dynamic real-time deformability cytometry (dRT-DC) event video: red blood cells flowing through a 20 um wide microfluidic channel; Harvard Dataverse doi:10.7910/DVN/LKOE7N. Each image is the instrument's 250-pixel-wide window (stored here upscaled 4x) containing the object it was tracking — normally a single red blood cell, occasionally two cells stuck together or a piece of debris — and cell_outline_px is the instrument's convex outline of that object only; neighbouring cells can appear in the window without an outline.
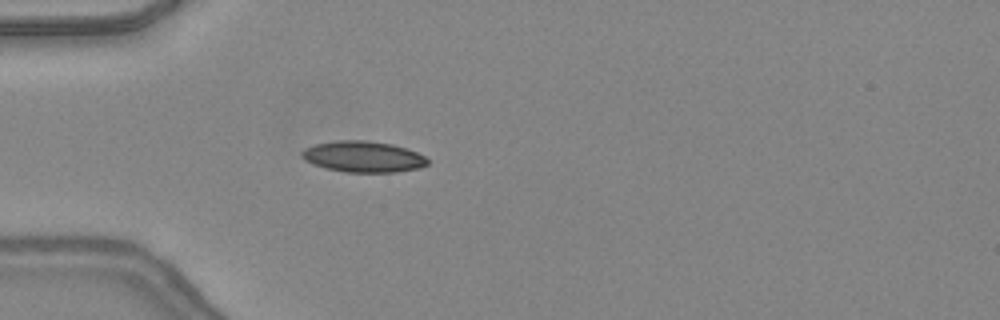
{"species": "common noctule bat (a hibernating species)", "species_latin": "Nyctalus noctula", "temperature_condition": "warm", "stored_images_in_passage": 47, "camera_frame_rate_fps": 3000, "um_per_image_px": 0.085, "animal": {"sex": "female", "body_mass_g": 24.6, "forearm_length_mm": 56.2}, "frame": {"image": 1, "passage_image": 14, "time_ms": 4.333, "image_size_px": [1000, 320], "cell_outline_px": [[428, 164], [420, 168], [396, 172], [344, 172], [312, 164], [304, 160], [300, 156], [300, 152], [304, 148], [316, 144], [336, 140], [364, 140], [392, 144], [416, 152], [424, 156], [428, 160]], "centroid_in_image_um": [30.84, 13.32], "position_along_channel_um": 54.2, "area_um2": 22.77}}
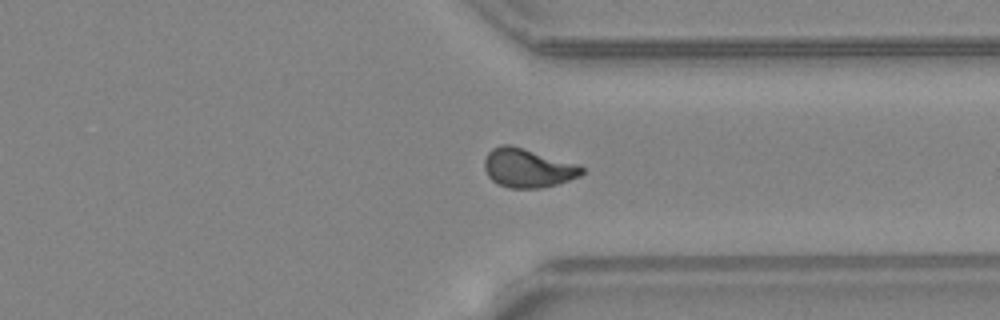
{"frame": {"image": 2, "passage_image": 36, "time_ms": 11.667, "image_size_px": [1000, 320], "cell_outline_px": [[584, 172], [580, 176], [556, 184], [540, 188], [508, 188], [492, 180], [488, 176], [484, 168], [484, 160], [488, 152], [492, 148], [500, 144], [512, 144], [580, 164], [584, 168]], "centroid_in_image_um": [44.87, 14.25], "position_along_channel_um": 366.5, "area_um2": 22.37}}
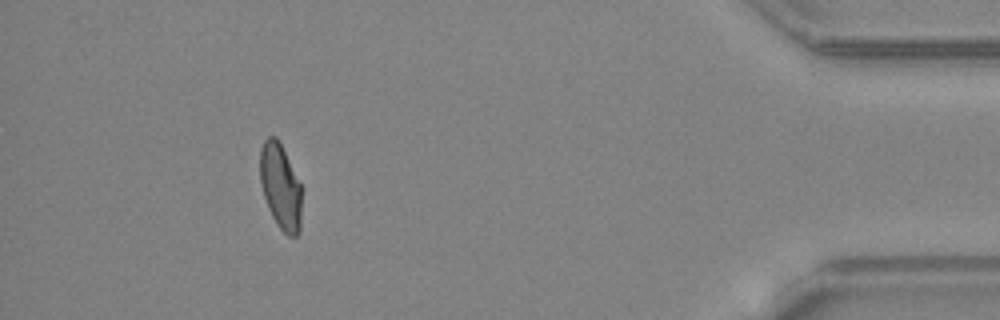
{"frame": {"image": 3, "passage_image": 43, "time_ms": 14.0, "image_size_px": [1000, 320], "cell_outline_px": [[300, 232], [296, 236], [288, 236], [280, 228], [272, 216], [268, 208], [264, 196], [260, 180], [260, 148], [264, 140], [268, 136], [276, 136], [300, 184]], "centroid_in_image_um": [23.81, 15.86], "position_along_channel_um": 411.4, "area_um2": 20.29}, "authors_computed_cell_mechanics": {"area_um2": 21.386, "velocity_mm_per_s": 4.3987, "shape_relaxation_time_tau1_ms": 9.4257, "shape_relaxation_time_tau2_ms": 1.4594, "deformation_change_tau1": 0.2541, "deformation_change_tau2": 0.0662}}